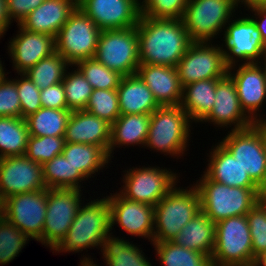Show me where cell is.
Returning a JSON list of instances; mask_svg holds the SVG:
<instances>
[{
  "mask_svg": "<svg viewBox=\"0 0 266 266\" xmlns=\"http://www.w3.org/2000/svg\"><path fill=\"white\" fill-rule=\"evenodd\" d=\"M139 64L176 67L193 43L182 19L150 18L140 15Z\"/></svg>",
  "mask_w": 266,
  "mask_h": 266,
  "instance_id": "cell-1",
  "label": "cell"
},
{
  "mask_svg": "<svg viewBox=\"0 0 266 266\" xmlns=\"http://www.w3.org/2000/svg\"><path fill=\"white\" fill-rule=\"evenodd\" d=\"M199 180L194 186L200 196L201 211L214 223L246 215L264 198L262 189L230 187L210 180L205 174Z\"/></svg>",
  "mask_w": 266,
  "mask_h": 266,
  "instance_id": "cell-2",
  "label": "cell"
},
{
  "mask_svg": "<svg viewBox=\"0 0 266 266\" xmlns=\"http://www.w3.org/2000/svg\"><path fill=\"white\" fill-rule=\"evenodd\" d=\"M110 231V206L107 196L91 200L79 207L65 238L53 253L54 251L77 253L87 248H100Z\"/></svg>",
  "mask_w": 266,
  "mask_h": 266,
  "instance_id": "cell-3",
  "label": "cell"
},
{
  "mask_svg": "<svg viewBox=\"0 0 266 266\" xmlns=\"http://www.w3.org/2000/svg\"><path fill=\"white\" fill-rule=\"evenodd\" d=\"M201 211L196 187L182 189L176 185L154 206L152 242L173 241L180 230Z\"/></svg>",
  "mask_w": 266,
  "mask_h": 266,
  "instance_id": "cell-4",
  "label": "cell"
},
{
  "mask_svg": "<svg viewBox=\"0 0 266 266\" xmlns=\"http://www.w3.org/2000/svg\"><path fill=\"white\" fill-rule=\"evenodd\" d=\"M191 120L181 105L159 106L151 115L145 147L180 157L190 139ZM182 153V154H181Z\"/></svg>",
  "mask_w": 266,
  "mask_h": 266,
  "instance_id": "cell-5",
  "label": "cell"
},
{
  "mask_svg": "<svg viewBox=\"0 0 266 266\" xmlns=\"http://www.w3.org/2000/svg\"><path fill=\"white\" fill-rule=\"evenodd\" d=\"M214 266H234L255 261L246 215L229 217L215 223Z\"/></svg>",
  "mask_w": 266,
  "mask_h": 266,
  "instance_id": "cell-6",
  "label": "cell"
},
{
  "mask_svg": "<svg viewBox=\"0 0 266 266\" xmlns=\"http://www.w3.org/2000/svg\"><path fill=\"white\" fill-rule=\"evenodd\" d=\"M235 8V0H188L182 21L189 38L193 42H211L233 19Z\"/></svg>",
  "mask_w": 266,
  "mask_h": 266,
  "instance_id": "cell-7",
  "label": "cell"
},
{
  "mask_svg": "<svg viewBox=\"0 0 266 266\" xmlns=\"http://www.w3.org/2000/svg\"><path fill=\"white\" fill-rule=\"evenodd\" d=\"M101 30L78 6L55 37V51L72 66L94 58Z\"/></svg>",
  "mask_w": 266,
  "mask_h": 266,
  "instance_id": "cell-8",
  "label": "cell"
},
{
  "mask_svg": "<svg viewBox=\"0 0 266 266\" xmlns=\"http://www.w3.org/2000/svg\"><path fill=\"white\" fill-rule=\"evenodd\" d=\"M250 17L244 16L230 20L224 28L223 41H225L227 50L223 49V44L222 50L228 70L237 69L236 63L239 60L243 61L244 64L262 63L260 61L262 58L264 61L266 60V43L263 41L254 20Z\"/></svg>",
  "mask_w": 266,
  "mask_h": 266,
  "instance_id": "cell-9",
  "label": "cell"
},
{
  "mask_svg": "<svg viewBox=\"0 0 266 266\" xmlns=\"http://www.w3.org/2000/svg\"><path fill=\"white\" fill-rule=\"evenodd\" d=\"M94 58L123 77L136 74L140 65L136 26L101 31Z\"/></svg>",
  "mask_w": 266,
  "mask_h": 266,
  "instance_id": "cell-10",
  "label": "cell"
},
{
  "mask_svg": "<svg viewBox=\"0 0 266 266\" xmlns=\"http://www.w3.org/2000/svg\"><path fill=\"white\" fill-rule=\"evenodd\" d=\"M220 142L247 171L251 179L266 189V140L256 124L231 130Z\"/></svg>",
  "mask_w": 266,
  "mask_h": 266,
  "instance_id": "cell-11",
  "label": "cell"
},
{
  "mask_svg": "<svg viewBox=\"0 0 266 266\" xmlns=\"http://www.w3.org/2000/svg\"><path fill=\"white\" fill-rule=\"evenodd\" d=\"M80 189H47V212L42 233V244L53 251L65 238L79 207Z\"/></svg>",
  "mask_w": 266,
  "mask_h": 266,
  "instance_id": "cell-12",
  "label": "cell"
},
{
  "mask_svg": "<svg viewBox=\"0 0 266 266\" xmlns=\"http://www.w3.org/2000/svg\"><path fill=\"white\" fill-rule=\"evenodd\" d=\"M47 212V189L16 194L0 204V214L28 238L42 243Z\"/></svg>",
  "mask_w": 266,
  "mask_h": 266,
  "instance_id": "cell-13",
  "label": "cell"
},
{
  "mask_svg": "<svg viewBox=\"0 0 266 266\" xmlns=\"http://www.w3.org/2000/svg\"><path fill=\"white\" fill-rule=\"evenodd\" d=\"M132 168L124 171L122 182L125 184L119 192L132 201L155 206L178 183V174L171 169L154 166Z\"/></svg>",
  "mask_w": 266,
  "mask_h": 266,
  "instance_id": "cell-14",
  "label": "cell"
},
{
  "mask_svg": "<svg viewBox=\"0 0 266 266\" xmlns=\"http://www.w3.org/2000/svg\"><path fill=\"white\" fill-rule=\"evenodd\" d=\"M182 87L205 79H221L228 74L222 47L211 42H193L176 66Z\"/></svg>",
  "mask_w": 266,
  "mask_h": 266,
  "instance_id": "cell-15",
  "label": "cell"
},
{
  "mask_svg": "<svg viewBox=\"0 0 266 266\" xmlns=\"http://www.w3.org/2000/svg\"><path fill=\"white\" fill-rule=\"evenodd\" d=\"M46 189L42 164L22 156L0 159V204L16 194Z\"/></svg>",
  "mask_w": 266,
  "mask_h": 266,
  "instance_id": "cell-16",
  "label": "cell"
},
{
  "mask_svg": "<svg viewBox=\"0 0 266 266\" xmlns=\"http://www.w3.org/2000/svg\"><path fill=\"white\" fill-rule=\"evenodd\" d=\"M141 0H77V6L103 30L137 26Z\"/></svg>",
  "mask_w": 266,
  "mask_h": 266,
  "instance_id": "cell-17",
  "label": "cell"
},
{
  "mask_svg": "<svg viewBox=\"0 0 266 266\" xmlns=\"http://www.w3.org/2000/svg\"><path fill=\"white\" fill-rule=\"evenodd\" d=\"M107 198L110 206L111 230L112 226L119 224L126 233L148 238L152 243L154 206L126 199L117 192Z\"/></svg>",
  "mask_w": 266,
  "mask_h": 266,
  "instance_id": "cell-18",
  "label": "cell"
},
{
  "mask_svg": "<svg viewBox=\"0 0 266 266\" xmlns=\"http://www.w3.org/2000/svg\"><path fill=\"white\" fill-rule=\"evenodd\" d=\"M201 122H212L223 128L234 125L231 130H242L255 124L242 109L236 84L228 74L217 82L213 108Z\"/></svg>",
  "mask_w": 266,
  "mask_h": 266,
  "instance_id": "cell-19",
  "label": "cell"
},
{
  "mask_svg": "<svg viewBox=\"0 0 266 266\" xmlns=\"http://www.w3.org/2000/svg\"><path fill=\"white\" fill-rule=\"evenodd\" d=\"M263 65L242 63L238 65L236 72L228 70V75L236 84L240 105L254 122L261 117L258 113L266 101V65L265 63Z\"/></svg>",
  "mask_w": 266,
  "mask_h": 266,
  "instance_id": "cell-20",
  "label": "cell"
},
{
  "mask_svg": "<svg viewBox=\"0 0 266 266\" xmlns=\"http://www.w3.org/2000/svg\"><path fill=\"white\" fill-rule=\"evenodd\" d=\"M18 26V34L9 41L8 53L17 73H24L55 52V38L27 31L19 24Z\"/></svg>",
  "mask_w": 266,
  "mask_h": 266,
  "instance_id": "cell-21",
  "label": "cell"
},
{
  "mask_svg": "<svg viewBox=\"0 0 266 266\" xmlns=\"http://www.w3.org/2000/svg\"><path fill=\"white\" fill-rule=\"evenodd\" d=\"M136 74L152 91L159 106L181 105L183 87L176 67L140 64Z\"/></svg>",
  "mask_w": 266,
  "mask_h": 266,
  "instance_id": "cell-22",
  "label": "cell"
},
{
  "mask_svg": "<svg viewBox=\"0 0 266 266\" xmlns=\"http://www.w3.org/2000/svg\"><path fill=\"white\" fill-rule=\"evenodd\" d=\"M64 139L66 143L96 145L108 153L111 124L84 109L73 110L65 129Z\"/></svg>",
  "mask_w": 266,
  "mask_h": 266,
  "instance_id": "cell-23",
  "label": "cell"
},
{
  "mask_svg": "<svg viewBox=\"0 0 266 266\" xmlns=\"http://www.w3.org/2000/svg\"><path fill=\"white\" fill-rule=\"evenodd\" d=\"M76 7L77 0H45L19 25L27 31L44 33L55 38Z\"/></svg>",
  "mask_w": 266,
  "mask_h": 266,
  "instance_id": "cell-24",
  "label": "cell"
},
{
  "mask_svg": "<svg viewBox=\"0 0 266 266\" xmlns=\"http://www.w3.org/2000/svg\"><path fill=\"white\" fill-rule=\"evenodd\" d=\"M211 150L207 170L203 172L210 180L230 187L261 189L221 143Z\"/></svg>",
  "mask_w": 266,
  "mask_h": 266,
  "instance_id": "cell-25",
  "label": "cell"
},
{
  "mask_svg": "<svg viewBox=\"0 0 266 266\" xmlns=\"http://www.w3.org/2000/svg\"><path fill=\"white\" fill-rule=\"evenodd\" d=\"M116 90L121 114L151 115L159 107L152 91L137 74L122 77Z\"/></svg>",
  "mask_w": 266,
  "mask_h": 266,
  "instance_id": "cell-26",
  "label": "cell"
},
{
  "mask_svg": "<svg viewBox=\"0 0 266 266\" xmlns=\"http://www.w3.org/2000/svg\"><path fill=\"white\" fill-rule=\"evenodd\" d=\"M149 114H121L111 125L108 156L111 159L114 147L145 146L149 131ZM118 145V146H117Z\"/></svg>",
  "mask_w": 266,
  "mask_h": 266,
  "instance_id": "cell-27",
  "label": "cell"
},
{
  "mask_svg": "<svg viewBox=\"0 0 266 266\" xmlns=\"http://www.w3.org/2000/svg\"><path fill=\"white\" fill-rule=\"evenodd\" d=\"M172 242L212 256L215 244V223L200 211L180 230Z\"/></svg>",
  "mask_w": 266,
  "mask_h": 266,
  "instance_id": "cell-28",
  "label": "cell"
},
{
  "mask_svg": "<svg viewBox=\"0 0 266 266\" xmlns=\"http://www.w3.org/2000/svg\"><path fill=\"white\" fill-rule=\"evenodd\" d=\"M220 79H205L183 87L182 109L191 122H201L212 110L216 84Z\"/></svg>",
  "mask_w": 266,
  "mask_h": 266,
  "instance_id": "cell-29",
  "label": "cell"
},
{
  "mask_svg": "<svg viewBox=\"0 0 266 266\" xmlns=\"http://www.w3.org/2000/svg\"><path fill=\"white\" fill-rule=\"evenodd\" d=\"M63 156L70 165L77 169L86 180L108 165L111 160L108 153L101 147L84 143H65Z\"/></svg>",
  "mask_w": 266,
  "mask_h": 266,
  "instance_id": "cell-30",
  "label": "cell"
},
{
  "mask_svg": "<svg viewBox=\"0 0 266 266\" xmlns=\"http://www.w3.org/2000/svg\"><path fill=\"white\" fill-rule=\"evenodd\" d=\"M111 234L104 238L100 250L106 266H152L138 246Z\"/></svg>",
  "mask_w": 266,
  "mask_h": 266,
  "instance_id": "cell-31",
  "label": "cell"
},
{
  "mask_svg": "<svg viewBox=\"0 0 266 266\" xmlns=\"http://www.w3.org/2000/svg\"><path fill=\"white\" fill-rule=\"evenodd\" d=\"M71 115L70 109L41 107L25 118L30 136H64Z\"/></svg>",
  "mask_w": 266,
  "mask_h": 266,
  "instance_id": "cell-32",
  "label": "cell"
},
{
  "mask_svg": "<svg viewBox=\"0 0 266 266\" xmlns=\"http://www.w3.org/2000/svg\"><path fill=\"white\" fill-rule=\"evenodd\" d=\"M29 136L25 119L0 117V159L25 155Z\"/></svg>",
  "mask_w": 266,
  "mask_h": 266,
  "instance_id": "cell-33",
  "label": "cell"
},
{
  "mask_svg": "<svg viewBox=\"0 0 266 266\" xmlns=\"http://www.w3.org/2000/svg\"><path fill=\"white\" fill-rule=\"evenodd\" d=\"M42 171L46 189L65 188L81 190L79 182L86 179L77 169L70 165L63 154H59L50 161L45 162L42 165Z\"/></svg>",
  "mask_w": 266,
  "mask_h": 266,
  "instance_id": "cell-34",
  "label": "cell"
},
{
  "mask_svg": "<svg viewBox=\"0 0 266 266\" xmlns=\"http://www.w3.org/2000/svg\"><path fill=\"white\" fill-rule=\"evenodd\" d=\"M152 244L163 266H214L211 256L181 247L172 241Z\"/></svg>",
  "mask_w": 266,
  "mask_h": 266,
  "instance_id": "cell-35",
  "label": "cell"
},
{
  "mask_svg": "<svg viewBox=\"0 0 266 266\" xmlns=\"http://www.w3.org/2000/svg\"><path fill=\"white\" fill-rule=\"evenodd\" d=\"M71 64L56 51L47 58L41 59L24 74L40 89L48 88L63 81Z\"/></svg>",
  "mask_w": 266,
  "mask_h": 266,
  "instance_id": "cell-36",
  "label": "cell"
},
{
  "mask_svg": "<svg viewBox=\"0 0 266 266\" xmlns=\"http://www.w3.org/2000/svg\"><path fill=\"white\" fill-rule=\"evenodd\" d=\"M74 66L81 71L93 89H117L123 77L118 72L98 62L95 58L81 60Z\"/></svg>",
  "mask_w": 266,
  "mask_h": 266,
  "instance_id": "cell-37",
  "label": "cell"
},
{
  "mask_svg": "<svg viewBox=\"0 0 266 266\" xmlns=\"http://www.w3.org/2000/svg\"><path fill=\"white\" fill-rule=\"evenodd\" d=\"M63 87L67 108L73 110H83L88 104L93 88L85 79L84 75L77 68L72 72L66 71L63 78Z\"/></svg>",
  "mask_w": 266,
  "mask_h": 266,
  "instance_id": "cell-38",
  "label": "cell"
},
{
  "mask_svg": "<svg viewBox=\"0 0 266 266\" xmlns=\"http://www.w3.org/2000/svg\"><path fill=\"white\" fill-rule=\"evenodd\" d=\"M118 102L116 89H93L84 110L112 125L121 115Z\"/></svg>",
  "mask_w": 266,
  "mask_h": 266,
  "instance_id": "cell-39",
  "label": "cell"
},
{
  "mask_svg": "<svg viewBox=\"0 0 266 266\" xmlns=\"http://www.w3.org/2000/svg\"><path fill=\"white\" fill-rule=\"evenodd\" d=\"M29 238L0 214V264L11 262L21 252Z\"/></svg>",
  "mask_w": 266,
  "mask_h": 266,
  "instance_id": "cell-40",
  "label": "cell"
},
{
  "mask_svg": "<svg viewBox=\"0 0 266 266\" xmlns=\"http://www.w3.org/2000/svg\"><path fill=\"white\" fill-rule=\"evenodd\" d=\"M65 143L64 136H29L25 156L43 165L62 154Z\"/></svg>",
  "mask_w": 266,
  "mask_h": 266,
  "instance_id": "cell-41",
  "label": "cell"
},
{
  "mask_svg": "<svg viewBox=\"0 0 266 266\" xmlns=\"http://www.w3.org/2000/svg\"><path fill=\"white\" fill-rule=\"evenodd\" d=\"M246 216L252 239V252L256 257L266 251V198L260 199Z\"/></svg>",
  "mask_w": 266,
  "mask_h": 266,
  "instance_id": "cell-42",
  "label": "cell"
},
{
  "mask_svg": "<svg viewBox=\"0 0 266 266\" xmlns=\"http://www.w3.org/2000/svg\"><path fill=\"white\" fill-rule=\"evenodd\" d=\"M188 0H143L140 13L150 18L182 19Z\"/></svg>",
  "mask_w": 266,
  "mask_h": 266,
  "instance_id": "cell-43",
  "label": "cell"
},
{
  "mask_svg": "<svg viewBox=\"0 0 266 266\" xmlns=\"http://www.w3.org/2000/svg\"><path fill=\"white\" fill-rule=\"evenodd\" d=\"M20 79H14L21 105V118L36 113L41 107L40 89L24 73H18Z\"/></svg>",
  "mask_w": 266,
  "mask_h": 266,
  "instance_id": "cell-44",
  "label": "cell"
},
{
  "mask_svg": "<svg viewBox=\"0 0 266 266\" xmlns=\"http://www.w3.org/2000/svg\"><path fill=\"white\" fill-rule=\"evenodd\" d=\"M0 117L21 118V105L14 79H0Z\"/></svg>",
  "mask_w": 266,
  "mask_h": 266,
  "instance_id": "cell-45",
  "label": "cell"
},
{
  "mask_svg": "<svg viewBox=\"0 0 266 266\" xmlns=\"http://www.w3.org/2000/svg\"><path fill=\"white\" fill-rule=\"evenodd\" d=\"M40 101L45 108L68 109L63 83L59 82L40 90Z\"/></svg>",
  "mask_w": 266,
  "mask_h": 266,
  "instance_id": "cell-46",
  "label": "cell"
},
{
  "mask_svg": "<svg viewBox=\"0 0 266 266\" xmlns=\"http://www.w3.org/2000/svg\"><path fill=\"white\" fill-rule=\"evenodd\" d=\"M45 0H6L9 19L16 21L17 25Z\"/></svg>",
  "mask_w": 266,
  "mask_h": 266,
  "instance_id": "cell-47",
  "label": "cell"
},
{
  "mask_svg": "<svg viewBox=\"0 0 266 266\" xmlns=\"http://www.w3.org/2000/svg\"><path fill=\"white\" fill-rule=\"evenodd\" d=\"M250 11L252 13L254 12L253 14L255 17L252 16L251 18L254 20L258 30L260 31L263 41L266 43V5L255 6L250 8Z\"/></svg>",
  "mask_w": 266,
  "mask_h": 266,
  "instance_id": "cell-48",
  "label": "cell"
},
{
  "mask_svg": "<svg viewBox=\"0 0 266 266\" xmlns=\"http://www.w3.org/2000/svg\"><path fill=\"white\" fill-rule=\"evenodd\" d=\"M11 20L9 19L7 13L6 0H0V39L4 36L8 30L9 25H11Z\"/></svg>",
  "mask_w": 266,
  "mask_h": 266,
  "instance_id": "cell-49",
  "label": "cell"
},
{
  "mask_svg": "<svg viewBox=\"0 0 266 266\" xmlns=\"http://www.w3.org/2000/svg\"><path fill=\"white\" fill-rule=\"evenodd\" d=\"M239 3L244 4L245 8L247 7L249 10L250 8H253L255 6L266 5V0H235L237 8Z\"/></svg>",
  "mask_w": 266,
  "mask_h": 266,
  "instance_id": "cell-50",
  "label": "cell"
},
{
  "mask_svg": "<svg viewBox=\"0 0 266 266\" xmlns=\"http://www.w3.org/2000/svg\"><path fill=\"white\" fill-rule=\"evenodd\" d=\"M256 126L262 131L265 140H266V119L265 118H258L255 122Z\"/></svg>",
  "mask_w": 266,
  "mask_h": 266,
  "instance_id": "cell-51",
  "label": "cell"
},
{
  "mask_svg": "<svg viewBox=\"0 0 266 266\" xmlns=\"http://www.w3.org/2000/svg\"><path fill=\"white\" fill-rule=\"evenodd\" d=\"M255 263L258 266H266V251L262 252L258 256H256Z\"/></svg>",
  "mask_w": 266,
  "mask_h": 266,
  "instance_id": "cell-52",
  "label": "cell"
},
{
  "mask_svg": "<svg viewBox=\"0 0 266 266\" xmlns=\"http://www.w3.org/2000/svg\"><path fill=\"white\" fill-rule=\"evenodd\" d=\"M92 260V261H91ZM95 262H93V259L89 258L88 257H84L81 262H80V265L79 266H99L97 264H94Z\"/></svg>",
  "mask_w": 266,
  "mask_h": 266,
  "instance_id": "cell-53",
  "label": "cell"
},
{
  "mask_svg": "<svg viewBox=\"0 0 266 266\" xmlns=\"http://www.w3.org/2000/svg\"><path fill=\"white\" fill-rule=\"evenodd\" d=\"M7 75L5 74L4 67L2 65V61L0 60V79L4 76Z\"/></svg>",
  "mask_w": 266,
  "mask_h": 266,
  "instance_id": "cell-54",
  "label": "cell"
},
{
  "mask_svg": "<svg viewBox=\"0 0 266 266\" xmlns=\"http://www.w3.org/2000/svg\"><path fill=\"white\" fill-rule=\"evenodd\" d=\"M234 266H258L255 261L247 264H239V265H234Z\"/></svg>",
  "mask_w": 266,
  "mask_h": 266,
  "instance_id": "cell-55",
  "label": "cell"
},
{
  "mask_svg": "<svg viewBox=\"0 0 266 266\" xmlns=\"http://www.w3.org/2000/svg\"><path fill=\"white\" fill-rule=\"evenodd\" d=\"M264 198H266V189L264 190Z\"/></svg>",
  "mask_w": 266,
  "mask_h": 266,
  "instance_id": "cell-56",
  "label": "cell"
}]
</instances>
